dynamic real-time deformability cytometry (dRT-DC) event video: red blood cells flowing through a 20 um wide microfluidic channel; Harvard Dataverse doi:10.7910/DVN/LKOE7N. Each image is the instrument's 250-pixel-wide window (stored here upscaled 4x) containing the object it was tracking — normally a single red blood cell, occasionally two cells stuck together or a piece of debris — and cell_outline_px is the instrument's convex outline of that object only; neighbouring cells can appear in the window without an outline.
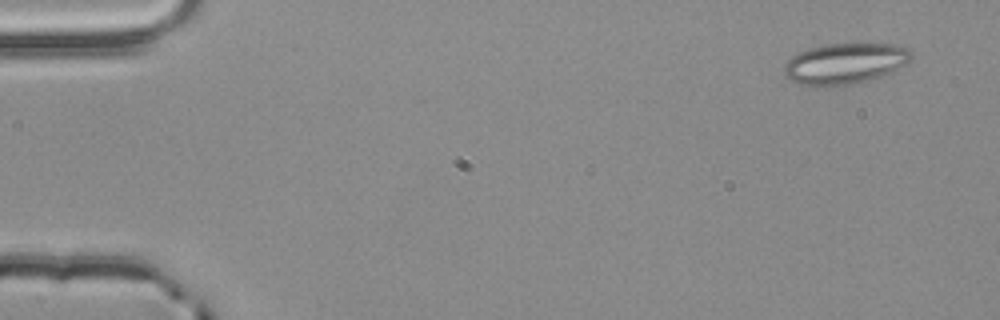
{"species": "common noctule bat (a hibernating species)", "species_latin": "Nyctalus noctula", "temperature_condition": "room temperature", "stored_images_in_passage": 3, "camera_frame_rate_fps": 3000, "um_per_image_px": 0.085, "animal": {"sex": "male", "body_mass_g": 20.4}, "frame": {"image": 1, "passage_image": 1, "time_ms": 0.0, "image_size_px": [1000, 320], "cell_outline_px": [[912, 60], [908, 64], [896, 72], [872, 80], [836, 88], [828, 88], [800, 84], [784, 76], [784, 64], [792, 56], [808, 48], [824, 44], [896, 44], [912, 48]], "centroid_in_image_um": [71.9, 5.43], "position_along_channel_um": 13.1, "area_um2": 31.44}}
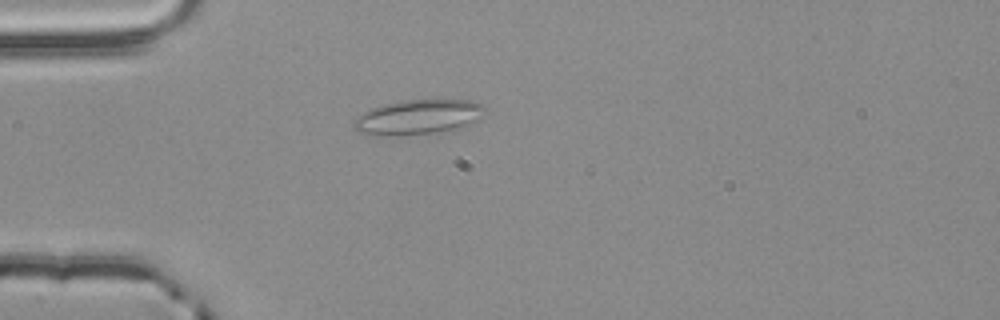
{"frame": {"image": 2, "passage_image": 3, "time_ms": 0.667, "image_size_px": [1000, 320], "cell_outline_px": [[484, 112], [480, 120], [464, 128], [452, 132], [400, 136], [368, 136], [352, 128], [352, 124], [356, 116], [372, 108], [384, 104], [400, 100], [468, 100], [484, 104]], "centroid_in_image_um": [35.55, 9.99], "position_along_channel_um": 49.4, "area_um2": 27.69}}